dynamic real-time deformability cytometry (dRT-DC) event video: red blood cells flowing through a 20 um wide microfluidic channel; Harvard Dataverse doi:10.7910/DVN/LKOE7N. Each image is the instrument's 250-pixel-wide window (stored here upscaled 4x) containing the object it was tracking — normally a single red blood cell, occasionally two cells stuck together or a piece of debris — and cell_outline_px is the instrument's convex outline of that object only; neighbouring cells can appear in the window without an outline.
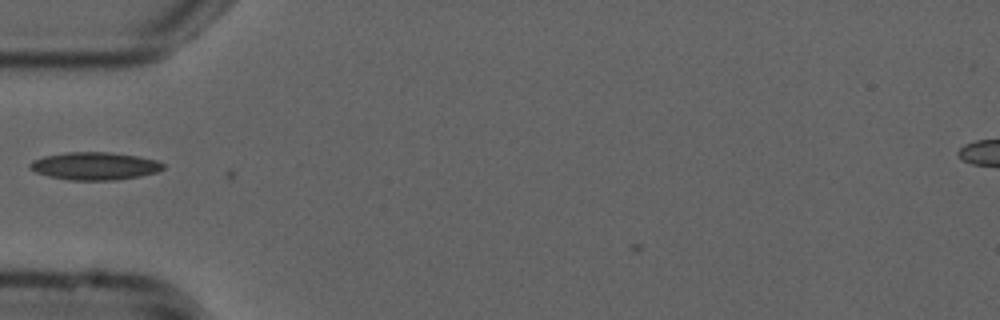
{"species": "common noctule bat (a hibernating species)", "species_latin": "Nyctalus noctula", "temperature_condition": "cold", "stored_images_in_passage": 2, "camera_frame_rate_fps": 3000, "um_per_image_px": 0.085, "animal": {"sex": "male", "forearm_length_mm": 52.5}, "frame": {"image": 1, "passage_image": 1, "time_ms": 0.0, "image_size_px": [1000, 320], "cell_outline_px": [[164, 168], [156, 172], [140, 176], [116, 180], [68, 180], [48, 176], [36, 172], [28, 168], [28, 164], [32, 160], [44, 156], [68, 152], [108, 152], [136, 156], [156, 160], [164, 164]], "centroid_in_image_um": [8.01, 14.11], "position_along_channel_um": 77.0, "area_um2": 21.5}}